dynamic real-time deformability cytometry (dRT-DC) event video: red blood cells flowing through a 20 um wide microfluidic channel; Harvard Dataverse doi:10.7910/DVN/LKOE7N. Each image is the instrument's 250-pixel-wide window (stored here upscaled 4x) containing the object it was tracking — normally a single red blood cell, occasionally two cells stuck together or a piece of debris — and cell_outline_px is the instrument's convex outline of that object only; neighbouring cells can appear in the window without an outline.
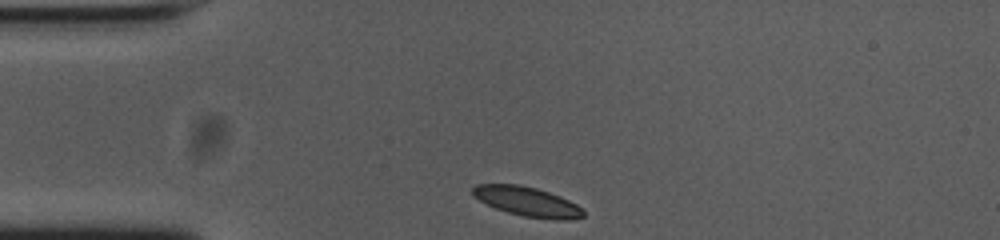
{"species": "common noctule bat (a hibernating species)", "species_latin": "Nyctalus noctula", "temperature_condition": "cold", "stored_images_in_passage": 33, "camera_frame_rate_fps": 3000, "um_per_image_px": 0.085, "animal": {"sex": "female", "body_mass_g": 23.0, "forearm_length_mm": 53.4}, "frame": {"image": 1, "passage_image": 1, "time_ms": 0.0, "image_size_px": [1000, 240], "cell_outline_px": [[584, 216], [568, 220], [552, 220], [524, 216], [508, 212], [496, 208], [472, 196], [472, 188], [476, 184], [520, 184], [536, 188], [560, 196], [576, 204], [584, 212]], "centroid_in_image_um": [44.81, 17.13], "position_along_channel_um": 40.2, "area_um2": 18.9}}
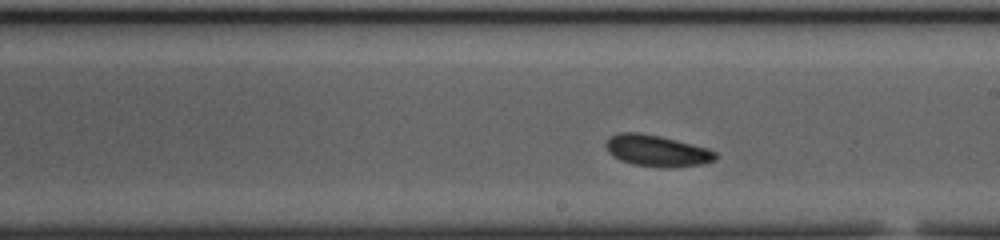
{"frame": {"image": 2, "passage_image": 19, "time_ms": 6.0, "image_size_px": [1000, 240], "cell_outline_px": [[716, 160], [704, 164], [668, 168], [632, 164], [620, 160], [612, 156], [608, 152], [604, 144], [612, 136], [620, 132], [640, 132], [660, 136], [708, 148], [716, 152]], "centroid_in_image_um": [55.84, 12.82], "position_along_channel_um": 233.2, "area_um2": 20.11}}
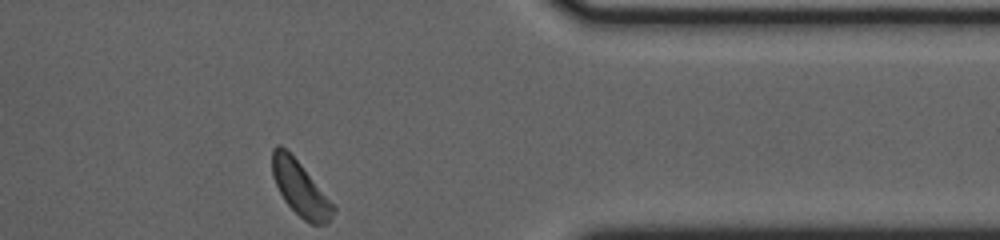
{"frame": {"image": 3, "passage_image": 33, "time_ms": 10.667, "image_size_px": [1000, 240], "cell_outline_px": [[336, 208], [332, 216], [324, 224], [312, 224], [304, 220], [284, 200], [272, 176], [272, 148], [276, 144], [280, 144], [300, 164]], "centroid_in_image_um": [25.48, 16.01], "position_along_channel_um": 385.9, "area_um2": 18.73}, "authors_computed_cell_mechanics": {"area_um2": 19.4786, "velocity_mm_per_s": 3.6612, "shape_relaxation_time_tau1_ms": null, "shape_relaxation_time_tau2_ms": 5.1638, "deformation_change_tau1": null, "deformation_change_tau2": 0.1058}}